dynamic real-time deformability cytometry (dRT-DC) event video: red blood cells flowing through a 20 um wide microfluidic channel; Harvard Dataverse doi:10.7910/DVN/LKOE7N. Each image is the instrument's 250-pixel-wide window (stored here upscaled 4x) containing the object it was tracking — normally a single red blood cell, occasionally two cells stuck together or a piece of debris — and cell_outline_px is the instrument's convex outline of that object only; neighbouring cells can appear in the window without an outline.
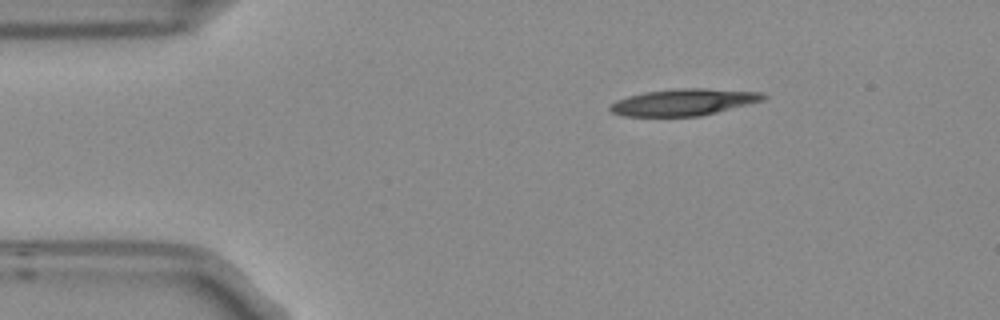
{"species": "Egyptian fruit bat (a non-hibernating species)", "species_latin": "Rousettus aegyptiacus", "temperature_condition": "room temperature", "stored_images_in_passage": 3, "camera_frame_rate_fps": 3000, "um_per_image_px": 0.085, "frame": {"image": 1, "passage_image": 1, "time_ms": 0.0, "image_size_px": [1000, 320], "cell_outline_px": [[768, 96], [764, 100], [700, 116], [624, 116], [612, 112], [608, 108], [616, 100], [628, 96], [644, 92], [680, 88], [704, 88], [760, 92]], "centroid_in_image_um": [58.1, 8.68], "position_along_channel_um": 26.9, "area_um2": 23.64}}